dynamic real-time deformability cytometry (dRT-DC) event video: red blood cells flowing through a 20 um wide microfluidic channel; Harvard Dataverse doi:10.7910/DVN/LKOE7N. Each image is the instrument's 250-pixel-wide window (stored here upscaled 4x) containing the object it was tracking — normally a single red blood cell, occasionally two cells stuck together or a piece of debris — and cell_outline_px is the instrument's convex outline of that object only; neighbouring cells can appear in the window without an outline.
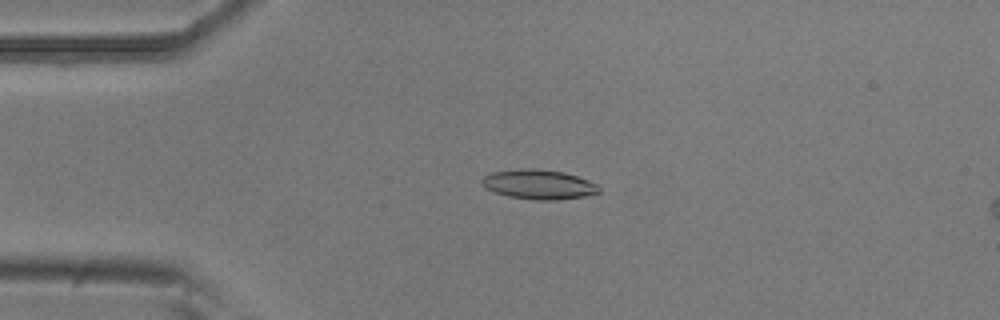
{"species": "common noctule bat (a hibernating species)", "species_latin": "Nyctalus noctula", "temperature_condition": "room temperature", "stored_images_in_passage": 53, "camera_frame_rate_fps": 3000, "um_per_image_px": 0.085, "animal": {"sex": "male", "body_mass_g": 20.5, "forearm_length_mm": 52.5}, "frame": {"image": 1, "passage_image": 12, "time_ms": 3.667, "image_size_px": [1000, 320], "cell_outline_px": [[600, 192], [584, 196], [556, 200], [536, 200], [508, 196], [484, 188], [480, 180], [484, 176], [492, 172], [520, 168], [532, 168], [564, 172], [588, 180], [596, 184], [600, 188]], "centroid_in_image_um": [45.77, 15.67], "position_along_channel_um": 39.2, "area_um2": 20.17}}
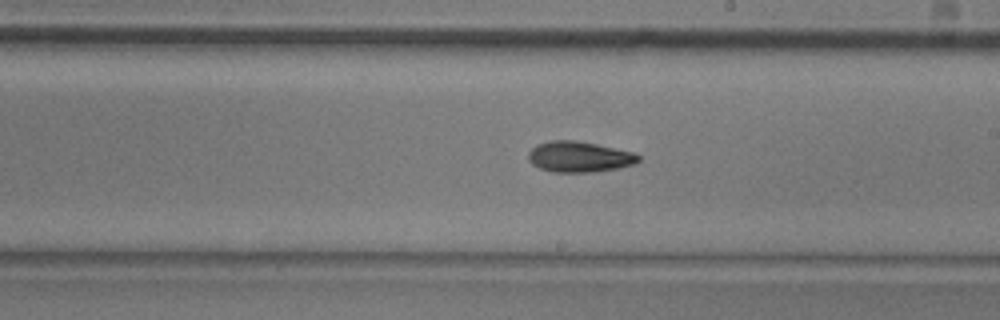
{"frame": {"image": 2, "passage_image": 30, "time_ms": 9.667, "image_size_px": [1000, 320], "cell_outline_px": [[640, 160], [636, 164], [620, 168], [596, 172], [552, 172], [540, 168], [532, 164], [528, 160], [528, 152], [536, 144], [552, 140], [576, 140], [596, 144], [632, 152], [640, 156]], "centroid_in_image_um": [49.23, 13.33], "position_along_channel_um": 239.8, "area_um2": 19.88}}
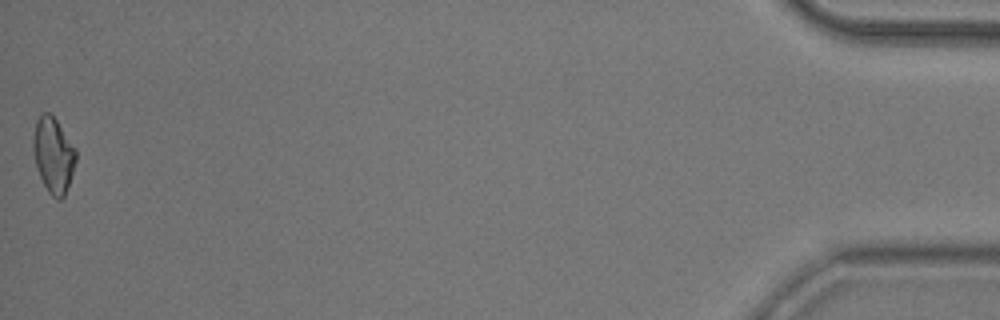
{"frame": {"image": 3, "passage_image": 53, "time_ms": 17.333, "image_size_px": [1000, 320], "cell_outline_px": [[76, 160], [64, 196], [60, 200], [56, 200], [48, 192], [40, 176], [36, 164], [32, 148], [32, 140], [36, 120], [40, 112], [48, 112], [56, 120], [76, 148]], "centroid_in_image_um": [4.52, 13.15], "position_along_channel_um": 430.7, "area_um2": 18.67}, "authors_computed_cell_mechanics": {"area_um2": 19.074, "velocity_mm_per_s": 3.7778, "shape_relaxation_time_tau1_ms": null, "shape_relaxation_time_tau2_ms": 4.1585, "deformation_change_tau1": null, "deformation_change_tau2": 0.1078}}